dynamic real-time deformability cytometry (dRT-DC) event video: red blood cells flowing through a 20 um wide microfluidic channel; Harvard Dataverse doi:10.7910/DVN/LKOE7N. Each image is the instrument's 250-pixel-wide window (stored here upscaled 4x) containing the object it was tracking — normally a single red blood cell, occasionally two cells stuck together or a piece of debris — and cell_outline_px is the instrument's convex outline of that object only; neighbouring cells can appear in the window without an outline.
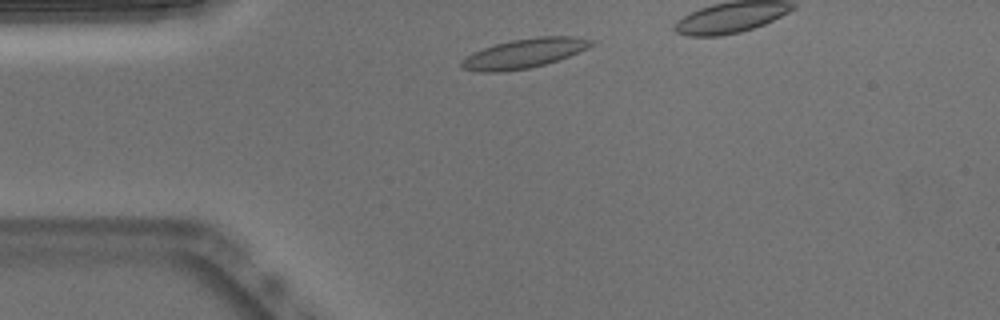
{"species": "Egyptian fruit bat (a non-hibernating species)", "species_latin": "Rousettus aegyptiacus", "temperature_condition": "warm", "stored_images_in_passage": 35, "camera_frame_rate_fps": 3000, "um_per_image_px": 0.085, "animal": {"sex": "male"}, "frame": {"image": 1, "passage_image": 4, "time_ms": 1.0, "image_size_px": [1000, 320], "cell_outline_px": [[596, 44], [588, 48], [560, 60], [528, 68], [504, 72], [480, 72], [464, 68], [460, 64], [472, 52], [496, 44], [512, 40], [536, 36], [576, 36], [596, 40]], "centroid_in_image_um": [44.65, 4.52], "position_along_channel_um": 40.3, "area_um2": 22.31}}
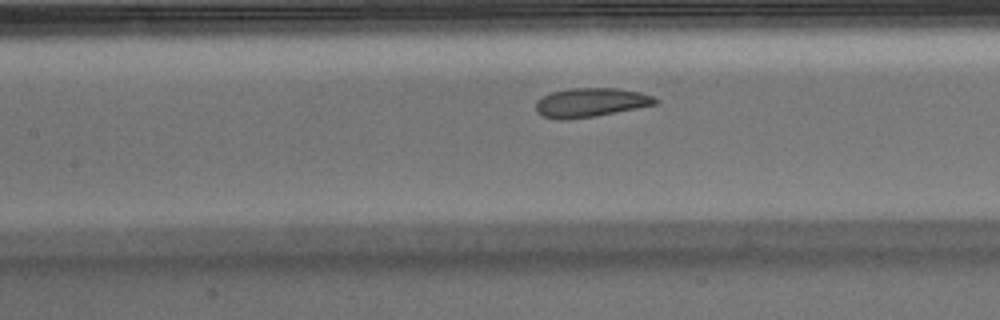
{"frame": {"image": 2, "passage_image": 15, "time_ms": 4.667, "image_size_px": [1000, 320], "cell_outline_px": [[660, 100], [656, 104], [596, 116], [564, 120], [560, 120], [544, 116], [536, 112], [536, 100], [552, 92], [568, 88], [616, 88], [640, 92], [652, 96]], "centroid_in_image_um": [50.19, 8.71], "position_along_channel_um": 157.2, "area_um2": 20.17}}
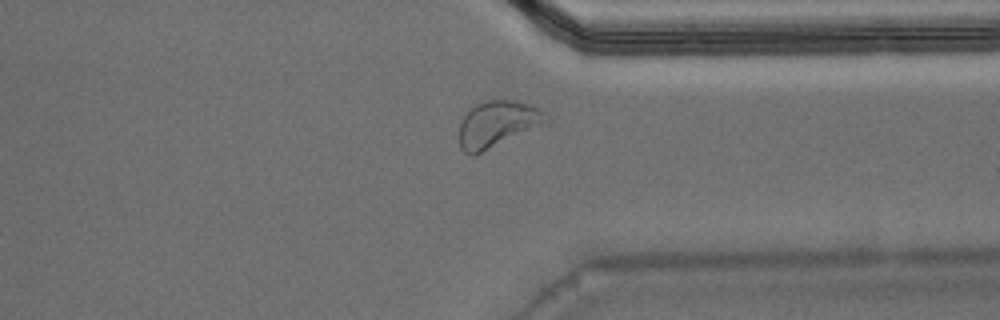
{"frame": {"image": 3, "passage_image": 32, "time_ms": 10.333, "image_size_px": [1000, 320], "cell_outline_px": [[552, 120], [548, 124], [472, 156], [464, 152], [460, 148], [460, 120], [468, 108], [476, 104], [488, 100], [516, 100], [532, 104], [540, 108]], "centroid_in_image_um": [42.33, 10.52], "position_along_channel_um": 369.1, "area_um2": 24.04}}